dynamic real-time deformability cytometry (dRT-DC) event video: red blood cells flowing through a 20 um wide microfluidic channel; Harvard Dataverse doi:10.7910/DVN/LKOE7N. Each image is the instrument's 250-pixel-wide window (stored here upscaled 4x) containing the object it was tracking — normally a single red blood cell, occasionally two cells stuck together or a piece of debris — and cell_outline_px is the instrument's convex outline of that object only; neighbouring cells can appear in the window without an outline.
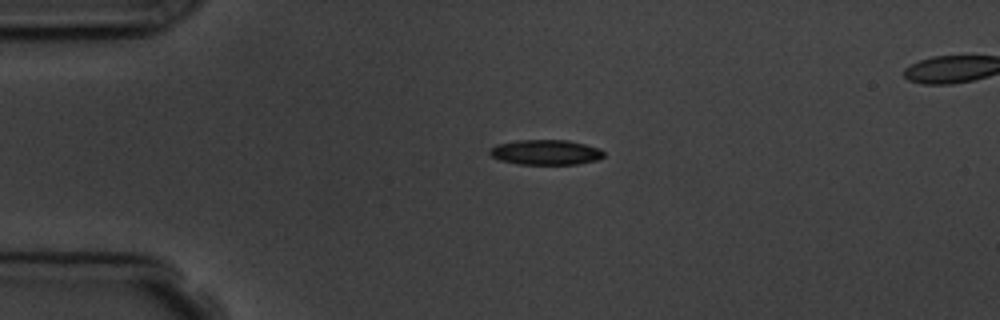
{"species": "common noctule bat (a hibernating species)", "species_latin": "Nyctalus noctula", "temperature_condition": "room temperature", "stored_images_in_passage": 3, "segment_of_instrument_passage": [1, 2], "camera_frame_rate_fps": 3000, "um_per_image_px": 0.085, "animal": {"sex": "male", "body_mass_g": 19.5, "forearm_length_mm": 54.6}, "frame": {"image": 1, "passage_image": 1, "time_ms": 0.0, "image_size_px": [1000, 320], "cell_outline_px": [[604, 156], [596, 160], [576, 164], [520, 164], [500, 160], [492, 156], [488, 152], [496, 144], [516, 140], [568, 140], [600, 148], [604, 152]], "centroid_in_image_um": [46.39, 12.94], "position_along_channel_um": 38.6, "area_um2": 16.59}}